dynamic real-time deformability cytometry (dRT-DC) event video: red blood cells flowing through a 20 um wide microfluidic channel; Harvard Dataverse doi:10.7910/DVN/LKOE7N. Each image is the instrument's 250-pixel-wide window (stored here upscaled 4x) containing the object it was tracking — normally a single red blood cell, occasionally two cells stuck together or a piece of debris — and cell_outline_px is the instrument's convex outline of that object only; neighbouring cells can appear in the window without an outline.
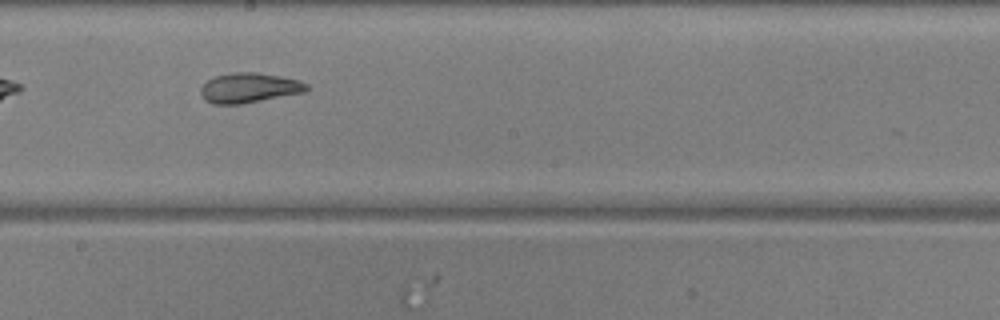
{"species": "common noctule bat (a hibernating species)", "species_latin": "Nyctalus noctula", "temperature_condition": "warm", "stored_images_in_passage": 35, "camera_frame_rate_fps": 3000, "um_per_image_px": 0.085, "animal": {"sex": "male", "body_mass_g": 20.5, "forearm_length_mm": 52.5}, "frame": {"image": 1, "passage_image": 16, "time_ms": 5.0, "image_size_px": [1000, 320], "cell_outline_px": [[308, 88], [304, 92], [240, 104], [212, 104], [204, 100], [200, 92], [200, 88], [208, 80], [216, 76], [232, 72], [256, 72], [280, 76], [300, 80], [308, 84]], "centroid_in_image_um": [21.16, 7.46], "position_along_channel_um": 227.0, "area_um2": 18.38}, "authors_computed_cell_mechanics": {"area_um2": 18.4382, "velocity_mm_per_s": 3.8596, "shape_relaxation_time_tau1_ms": 7.1847, "shape_relaxation_time_tau2_ms": 2.4326, "deformation_change_tau1": 0.2169, "deformation_change_tau2": 0.1041}}